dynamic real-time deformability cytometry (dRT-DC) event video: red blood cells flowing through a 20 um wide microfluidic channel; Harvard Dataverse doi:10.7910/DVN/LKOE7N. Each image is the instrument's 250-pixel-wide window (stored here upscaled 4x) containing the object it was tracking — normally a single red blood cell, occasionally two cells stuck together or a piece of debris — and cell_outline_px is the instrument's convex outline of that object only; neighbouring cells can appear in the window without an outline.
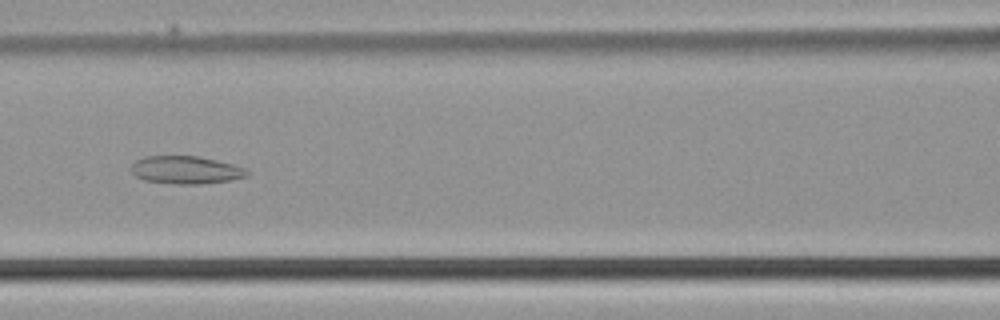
{"species": "common noctule bat (a hibernating species)", "species_latin": "Nyctalus noctula", "temperature_condition": "cold", "stored_images_in_passage": 51, "camera_frame_rate_fps": 3000, "um_per_image_px": 0.085, "animal": {"sex": "male", "body_mass_g": 21.5, "forearm_length_mm": 52.0}, "frame": {"image": 1, "passage_image": 23, "time_ms": 7.333, "image_size_px": [1000, 320], "cell_outline_px": [[252, 172], [248, 176], [232, 180], [200, 184], [176, 184], [144, 180], [136, 176], [132, 172], [132, 164], [136, 160], [144, 156], [196, 156], [216, 160], [232, 164], [244, 168]], "centroid_in_image_um": [15.83, 14.45], "position_along_channel_um": 150.8, "area_um2": 18.79}}
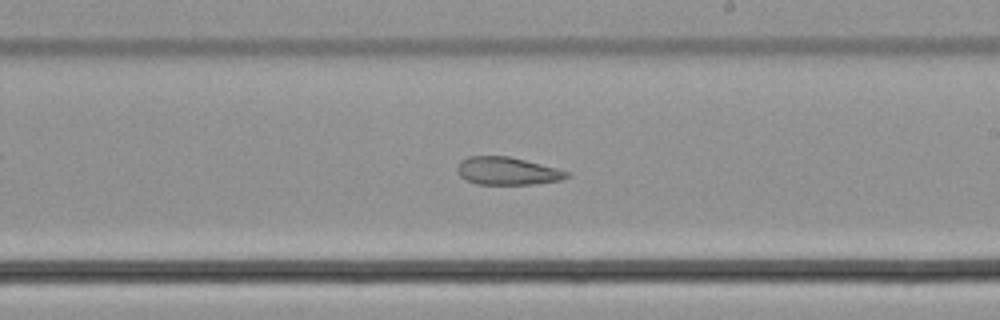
{"frame": {"image": 2, "passage_image": 30, "time_ms": 9.667, "image_size_px": [1000, 320], "cell_outline_px": [[572, 176], [560, 180], [532, 184], [476, 184], [464, 180], [456, 172], [456, 168], [460, 160], [468, 156], [508, 156], [556, 168], [568, 172]], "centroid_in_image_um": [43.06, 14.54], "position_along_channel_um": 245.9, "area_um2": 17.74}}
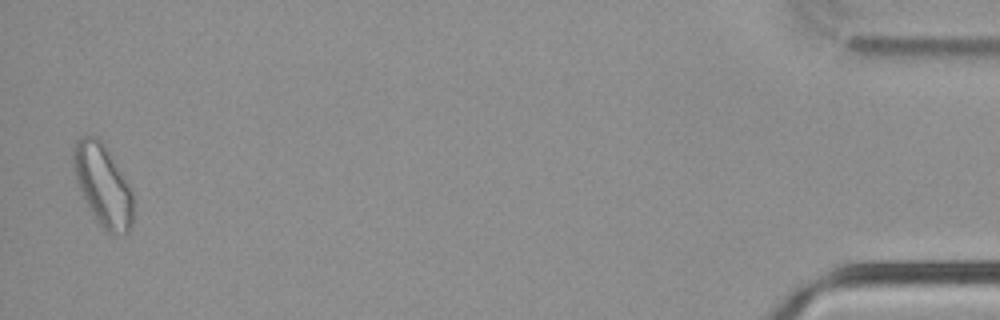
{"frame": {"image": 3, "passage_image": 50, "time_ms": 16.333, "image_size_px": [1000, 320], "cell_outline_px": [[132, 224], [128, 232], [124, 236], [112, 236], [96, 220], [76, 180], [72, 168], [72, 152], [76, 140], [80, 136], [96, 136], [104, 144], [132, 188]], "centroid_in_image_um": [8.75, 15.74], "position_along_channel_um": 426.4, "area_um2": 28.5}}